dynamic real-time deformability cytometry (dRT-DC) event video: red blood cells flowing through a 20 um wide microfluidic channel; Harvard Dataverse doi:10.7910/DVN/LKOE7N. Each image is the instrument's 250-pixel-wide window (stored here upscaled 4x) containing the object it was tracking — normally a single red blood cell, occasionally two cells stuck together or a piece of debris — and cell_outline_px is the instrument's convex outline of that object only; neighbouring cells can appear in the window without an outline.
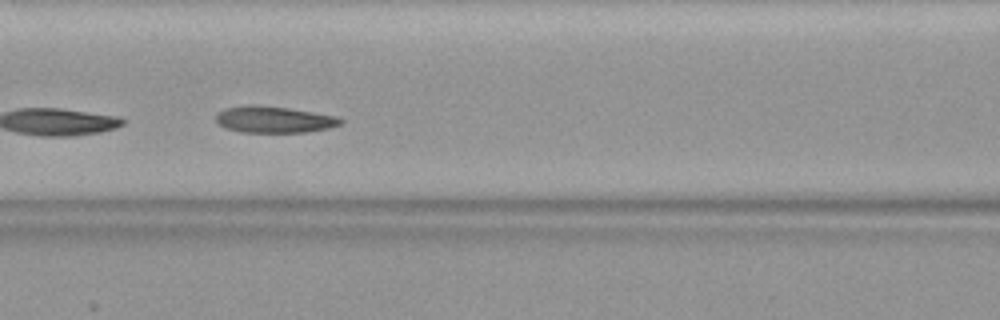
{"species": "common noctule bat (a hibernating species)", "species_latin": "Nyctalus noctula", "temperature_condition": "warm", "stored_images_in_passage": 23, "camera_frame_rate_fps": 3000, "um_per_image_px": 0.085, "animal": {"sex": "female", "body_mass_g": 19.9}, "frame": {"image": 1, "passage_image": 20, "time_ms": 6.333, "image_size_px": [1000, 320], "cell_outline_px": [[344, 120], [340, 124], [328, 128], [308, 132], [240, 132], [228, 128], [220, 124], [216, 120], [216, 112], [224, 108], [252, 104], [288, 108], [336, 116]], "centroid_in_image_um": [23.27, 10.15], "position_along_channel_um": 143.3, "area_um2": 19.13}}